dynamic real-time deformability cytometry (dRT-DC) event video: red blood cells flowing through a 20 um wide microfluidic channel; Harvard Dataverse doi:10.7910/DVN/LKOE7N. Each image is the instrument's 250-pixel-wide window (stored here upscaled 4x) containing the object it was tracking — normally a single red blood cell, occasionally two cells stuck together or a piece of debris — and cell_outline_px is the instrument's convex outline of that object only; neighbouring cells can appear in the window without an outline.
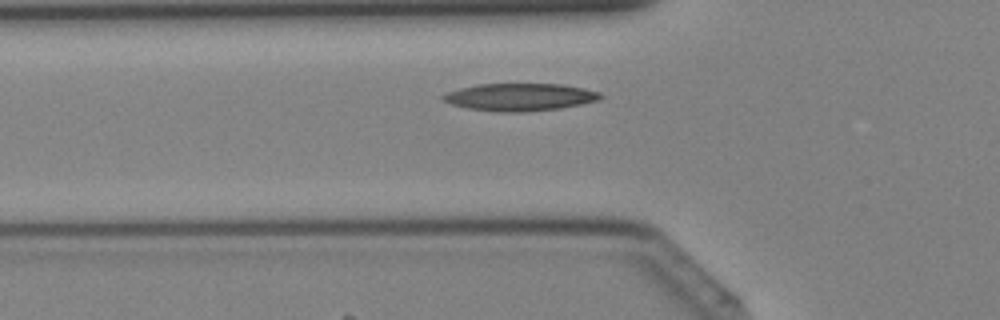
{"species": "Egyptian fruit bat (a non-hibernating species)", "species_latin": "Rousettus aegyptiacus", "temperature_condition": "cold", "stored_images_in_passage": 34, "camera_frame_rate_fps": 3000, "um_per_image_px": 0.085, "animal": {"sex": "female"}, "frame": {"image": 1, "passage_image": 7, "time_ms": 2.0, "image_size_px": [1000, 320], "cell_outline_px": [[604, 96], [600, 100], [560, 108], [520, 112], [504, 112], [468, 108], [448, 104], [440, 100], [440, 96], [448, 92], [460, 88], [476, 84], [560, 84], [584, 88], [600, 92]], "centroid_in_image_um": [44.16, 8.24], "position_along_channel_um": 81.6, "area_um2": 25.26}}
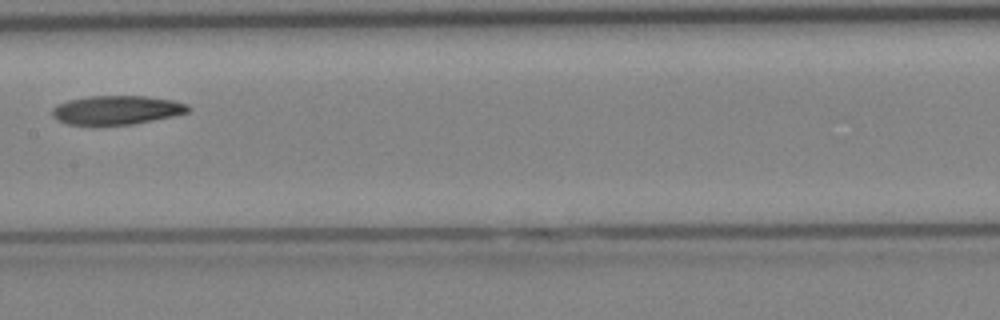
{"frame": {"image": 2, "passage_image": 14, "time_ms": 4.333, "image_size_px": [1000, 320], "cell_outline_px": [[192, 108], [188, 112], [172, 116], [132, 124], [96, 128], [68, 124], [56, 120], [52, 116], [52, 108], [56, 104], [68, 100], [88, 96], [148, 96], [172, 100], [188, 104]], "centroid_in_image_um": [9.84, 9.39], "position_along_channel_um": 197.6, "area_um2": 23.76}}
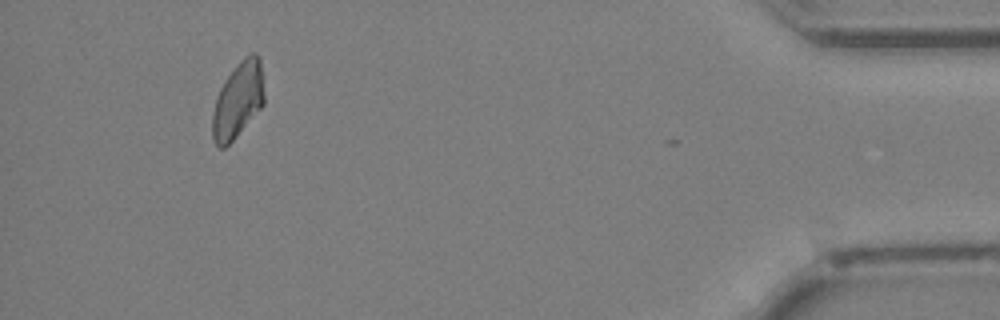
{"frame": {"image": 3, "passage_image": 31, "time_ms": 10.0, "image_size_px": [1000, 320], "cell_outline_px": [[264, 104], [236, 136], [224, 148], [220, 148], [216, 144], [212, 136], [212, 116], [216, 96], [220, 88], [236, 64], [244, 56], [252, 52], [256, 52], [260, 56], [264, 96]], "centroid_in_image_um": [20.23, 8.48], "position_along_channel_um": 415.0, "area_um2": 22.77}}